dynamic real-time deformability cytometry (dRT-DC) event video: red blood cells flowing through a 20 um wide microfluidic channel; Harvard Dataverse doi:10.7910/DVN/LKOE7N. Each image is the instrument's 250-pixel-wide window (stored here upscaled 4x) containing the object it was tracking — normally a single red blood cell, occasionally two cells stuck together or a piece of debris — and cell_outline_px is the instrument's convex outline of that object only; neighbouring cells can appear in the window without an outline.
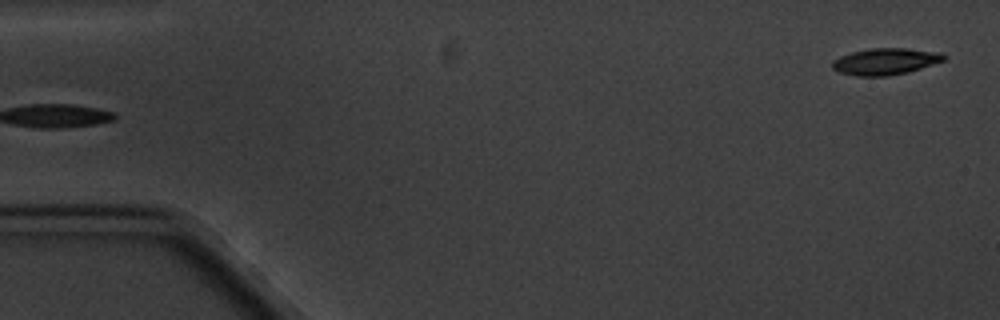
{"species": "common noctule bat (a hibernating species)", "species_latin": "Nyctalus noctula", "temperature_condition": "cold", "stored_images_in_passage": 4, "segment_of_instrument_passage": [2, 2], "camera_frame_rate_fps": 3000, "um_per_image_px": 0.085, "animal": {"sex": "male", "body_mass_g": 20.1, "forearm_length_mm": 53.5}, "frame": {"image": 1, "passage_image": 4, "time_ms": 4.333, "image_size_px": [1000, 320], "cell_outline_px": [[948, 56], [944, 60], [908, 72], [888, 76], [856, 76], [840, 72], [832, 68], [832, 60], [840, 56], [852, 52], [868, 48], [908, 48], [940, 52]], "centroid_in_image_um": [75.25, 5.21], "position_along_channel_um": 9.7, "area_um2": 17.34}}